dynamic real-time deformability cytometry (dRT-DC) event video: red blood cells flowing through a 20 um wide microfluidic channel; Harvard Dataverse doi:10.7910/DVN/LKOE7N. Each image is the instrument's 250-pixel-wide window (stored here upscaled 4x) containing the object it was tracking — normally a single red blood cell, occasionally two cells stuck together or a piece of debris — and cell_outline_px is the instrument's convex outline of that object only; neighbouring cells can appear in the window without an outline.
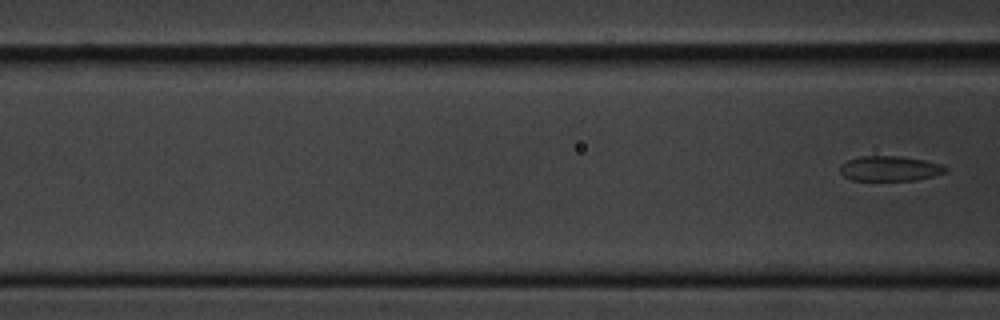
{"species": "common noctule bat (a hibernating species)", "species_latin": "Nyctalus noctula", "temperature_condition": "cold", "stored_images_in_passage": 7, "segment_of_instrument_passage": [2, 2], "camera_frame_rate_fps": 3000, "um_per_image_px": 0.085, "animal": {"sex": "male", "body_mass_g": 20.1, "forearm_length_mm": 53.5}, "frame": {"image": 1, "passage_image": 7, "time_ms": 7.0, "image_size_px": [1000, 320], "cell_outline_px": [[948, 172], [916, 180], [852, 180], [844, 176], [840, 172], [840, 164], [848, 160], [860, 156], [900, 156], [924, 160], [940, 164], [948, 168]], "centroid_in_image_um": [75.63, 14.32], "position_along_channel_um": 91.0, "area_um2": 15.37}}